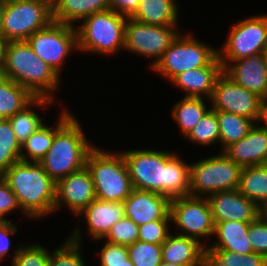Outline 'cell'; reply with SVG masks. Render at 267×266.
Instances as JSON below:
<instances>
[{
	"mask_svg": "<svg viewBox=\"0 0 267 266\" xmlns=\"http://www.w3.org/2000/svg\"><path fill=\"white\" fill-rule=\"evenodd\" d=\"M133 189L159 193L169 200L190 193V163L175 152L128 150L122 152Z\"/></svg>",
	"mask_w": 267,
	"mask_h": 266,
	"instance_id": "1",
	"label": "cell"
},
{
	"mask_svg": "<svg viewBox=\"0 0 267 266\" xmlns=\"http://www.w3.org/2000/svg\"><path fill=\"white\" fill-rule=\"evenodd\" d=\"M54 125V139L45 156L39 161L46 173L57 182L86 166V158L95 146L87 140L79 122L67 109Z\"/></svg>",
	"mask_w": 267,
	"mask_h": 266,
	"instance_id": "2",
	"label": "cell"
},
{
	"mask_svg": "<svg viewBox=\"0 0 267 266\" xmlns=\"http://www.w3.org/2000/svg\"><path fill=\"white\" fill-rule=\"evenodd\" d=\"M27 217L55 213L56 182L39 162L18 161L3 175Z\"/></svg>",
	"mask_w": 267,
	"mask_h": 266,
	"instance_id": "3",
	"label": "cell"
},
{
	"mask_svg": "<svg viewBox=\"0 0 267 266\" xmlns=\"http://www.w3.org/2000/svg\"><path fill=\"white\" fill-rule=\"evenodd\" d=\"M0 74L28 89L35 97L55 100L54 92L61 88V77L34 53L26 40L9 41Z\"/></svg>",
	"mask_w": 267,
	"mask_h": 266,
	"instance_id": "4",
	"label": "cell"
},
{
	"mask_svg": "<svg viewBox=\"0 0 267 266\" xmlns=\"http://www.w3.org/2000/svg\"><path fill=\"white\" fill-rule=\"evenodd\" d=\"M117 152L94 146L87 155L86 167L92 175L97 199L123 202L133 190L122 151Z\"/></svg>",
	"mask_w": 267,
	"mask_h": 266,
	"instance_id": "5",
	"label": "cell"
},
{
	"mask_svg": "<svg viewBox=\"0 0 267 266\" xmlns=\"http://www.w3.org/2000/svg\"><path fill=\"white\" fill-rule=\"evenodd\" d=\"M126 19L111 9L84 18L76 28L78 52L114 55L124 50Z\"/></svg>",
	"mask_w": 267,
	"mask_h": 266,
	"instance_id": "6",
	"label": "cell"
},
{
	"mask_svg": "<svg viewBox=\"0 0 267 266\" xmlns=\"http://www.w3.org/2000/svg\"><path fill=\"white\" fill-rule=\"evenodd\" d=\"M242 167L221 154L190 164V196L208 197L220 191L236 190ZM205 194V196H204Z\"/></svg>",
	"mask_w": 267,
	"mask_h": 266,
	"instance_id": "7",
	"label": "cell"
},
{
	"mask_svg": "<svg viewBox=\"0 0 267 266\" xmlns=\"http://www.w3.org/2000/svg\"><path fill=\"white\" fill-rule=\"evenodd\" d=\"M184 35L179 33L161 59L151 68L169 81L188 69L208 66L218 56L215 47L198 41L192 33Z\"/></svg>",
	"mask_w": 267,
	"mask_h": 266,
	"instance_id": "8",
	"label": "cell"
},
{
	"mask_svg": "<svg viewBox=\"0 0 267 266\" xmlns=\"http://www.w3.org/2000/svg\"><path fill=\"white\" fill-rule=\"evenodd\" d=\"M53 21L47 0H11L4 6L0 33L8 41L27 40Z\"/></svg>",
	"mask_w": 267,
	"mask_h": 266,
	"instance_id": "9",
	"label": "cell"
},
{
	"mask_svg": "<svg viewBox=\"0 0 267 266\" xmlns=\"http://www.w3.org/2000/svg\"><path fill=\"white\" fill-rule=\"evenodd\" d=\"M77 27L52 21L48 26L33 33L26 41L43 62L61 77L65 58L78 50Z\"/></svg>",
	"mask_w": 267,
	"mask_h": 266,
	"instance_id": "10",
	"label": "cell"
},
{
	"mask_svg": "<svg viewBox=\"0 0 267 266\" xmlns=\"http://www.w3.org/2000/svg\"><path fill=\"white\" fill-rule=\"evenodd\" d=\"M178 26H157L139 22L131 17L126 19L124 49L150 58L154 67L165 50L179 35Z\"/></svg>",
	"mask_w": 267,
	"mask_h": 266,
	"instance_id": "11",
	"label": "cell"
},
{
	"mask_svg": "<svg viewBox=\"0 0 267 266\" xmlns=\"http://www.w3.org/2000/svg\"><path fill=\"white\" fill-rule=\"evenodd\" d=\"M229 32L221 51L218 48L220 61H234L261 54L267 47V14L239 20Z\"/></svg>",
	"mask_w": 267,
	"mask_h": 266,
	"instance_id": "12",
	"label": "cell"
},
{
	"mask_svg": "<svg viewBox=\"0 0 267 266\" xmlns=\"http://www.w3.org/2000/svg\"><path fill=\"white\" fill-rule=\"evenodd\" d=\"M170 216L171 223L181 230L176 234L197 239L204 246L201 239L213 237L215 224L207 197L188 195L170 200Z\"/></svg>",
	"mask_w": 267,
	"mask_h": 266,
	"instance_id": "13",
	"label": "cell"
},
{
	"mask_svg": "<svg viewBox=\"0 0 267 266\" xmlns=\"http://www.w3.org/2000/svg\"><path fill=\"white\" fill-rule=\"evenodd\" d=\"M210 102L212 110L234 113L259 122L261 98L235 83L224 72L215 82Z\"/></svg>",
	"mask_w": 267,
	"mask_h": 266,
	"instance_id": "14",
	"label": "cell"
},
{
	"mask_svg": "<svg viewBox=\"0 0 267 266\" xmlns=\"http://www.w3.org/2000/svg\"><path fill=\"white\" fill-rule=\"evenodd\" d=\"M95 199L92 175L86 166L56 182L55 213L65 204L77 216Z\"/></svg>",
	"mask_w": 267,
	"mask_h": 266,
	"instance_id": "15",
	"label": "cell"
},
{
	"mask_svg": "<svg viewBox=\"0 0 267 266\" xmlns=\"http://www.w3.org/2000/svg\"><path fill=\"white\" fill-rule=\"evenodd\" d=\"M214 224L228 220L252 222L261 214L262 209L237 189L220 191L207 197Z\"/></svg>",
	"mask_w": 267,
	"mask_h": 266,
	"instance_id": "16",
	"label": "cell"
},
{
	"mask_svg": "<svg viewBox=\"0 0 267 266\" xmlns=\"http://www.w3.org/2000/svg\"><path fill=\"white\" fill-rule=\"evenodd\" d=\"M220 62L223 72L235 83L253 92L261 99L267 96V69L262 53L234 61Z\"/></svg>",
	"mask_w": 267,
	"mask_h": 266,
	"instance_id": "17",
	"label": "cell"
},
{
	"mask_svg": "<svg viewBox=\"0 0 267 266\" xmlns=\"http://www.w3.org/2000/svg\"><path fill=\"white\" fill-rule=\"evenodd\" d=\"M125 217L138 226L161 220L170 212V200L159 193L133 189L123 201Z\"/></svg>",
	"mask_w": 267,
	"mask_h": 266,
	"instance_id": "18",
	"label": "cell"
},
{
	"mask_svg": "<svg viewBox=\"0 0 267 266\" xmlns=\"http://www.w3.org/2000/svg\"><path fill=\"white\" fill-rule=\"evenodd\" d=\"M258 124L242 139L223 150L229 159L241 167L264 165L267 158V127Z\"/></svg>",
	"mask_w": 267,
	"mask_h": 266,
	"instance_id": "19",
	"label": "cell"
},
{
	"mask_svg": "<svg viewBox=\"0 0 267 266\" xmlns=\"http://www.w3.org/2000/svg\"><path fill=\"white\" fill-rule=\"evenodd\" d=\"M222 72L223 66L217 56L208 66L188 69L170 82L186 92L184 97H206L207 101H210L215 82Z\"/></svg>",
	"mask_w": 267,
	"mask_h": 266,
	"instance_id": "20",
	"label": "cell"
},
{
	"mask_svg": "<svg viewBox=\"0 0 267 266\" xmlns=\"http://www.w3.org/2000/svg\"><path fill=\"white\" fill-rule=\"evenodd\" d=\"M87 222L88 235L95 239H104L111 227L125 217L123 202H110L100 199L93 200L78 215Z\"/></svg>",
	"mask_w": 267,
	"mask_h": 266,
	"instance_id": "21",
	"label": "cell"
},
{
	"mask_svg": "<svg viewBox=\"0 0 267 266\" xmlns=\"http://www.w3.org/2000/svg\"><path fill=\"white\" fill-rule=\"evenodd\" d=\"M204 247L197 239L170 233L162 244V260L180 266H204Z\"/></svg>",
	"mask_w": 267,
	"mask_h": 266,
	"instance_id": "22",
	"label": "cell"
},
{
	"mask_svg": "<svg viewBox=\"0 0 267 266\" xmlns=\"http://www.w3.org/2000/svg\"><path fill=\"white\" fill-rule=\"evenodd\" d=\"M250 222L228 220L215 224L213 236L217 240L210 245L215 250H229L245 255L253 253L248 237Z\"/></svg>",
	"mask_w": 267,
	"mask_h": 266,
	"instance_id": "23",
	"label": "cell"
},
{
	"mask_svg": "<svg viewBox=\"0 0 267 266\" xmlns=\"http://www.w3.org/2000/svg\"><path fill=\"white\" fill-rule=\"evenodd\" d=\"M109 9V0H56L52 4L53 21L75 26L84 18Z\"/></svg>",
	"mask_w": 267,
	"mask_h": 266,
	"instance_id": "24",
	"label": "cell"
},
{
	"mask_svg": "<svg viewBox=\"0 0 267 266\" xmlns=\"http://www.w3.org/2000/svg\"><path fill=\"white\" fill-rule=\"evenodd\" d=\"M178 9L176 0H140L131 18L150 25L178 26Z\"/></svg>",
	"mask_w": 267,
	"mask_h": 266,
	"instance_id": "25",
	"label": "cell"
},
{
	"mask_svg": "<svg viewBox=\"0 0 267 266\" xmlns=\"http://www.w3.org/2000/svg\"><path fill=\"white\" fill-rule=\"evenodd\" d=\"M54 100L46 97H35L22 110L10 116V121L16 139L20 144L24 143L34 132H36L42 125L45 124L44 119L35 112L31 107H38L43 109L52 104Z\"/></svg>",
	"mask_w": 267,
	"mask_h": 266,
	"instance_id": "26",
	"label": "cell"
},
{
	"mask_svg": "<svg viewBox=\"0 0 267 266\" xmlns=\"http://www.w3.org/2000/svg\"><path fill=\"white\" fill-rule=\"evenodd\" d=\"M237 190L262 209L267 204V166L242 167Z\"/></svg>",
	"mask_w": 267,
	"mask_h": 266,
	"instance_id": "27",
	"label": "cell"
},
{
	"mask_svg": "<svg viewBox=\"0 0 267 266\" xmlns=\"http://www.w3.org/2000/svg\"><path fill=\"white\" fill-rule=\"evenodd\" d=\"M202 97H184L173 105L171 118L176 121L180 132L185 137L200 119L211 109Z\"/></svg>",
	"mask_w": 267,
	"mask_h": 266,
	"instance_id": "28",
	"label": "cell"
},
{
	"mask_svg": "<svg viewBox=\"0 0 267 266\" xmlns=\"http://www.w3.org/2000/svg\"><path fill=\"white\" fill-rule=\"evenodd\" d=\"M34 98L28 89L0 74V113L4 118L13 116Z\"/></svg>",
	"mask_w": 267,
	"mask_h": 266,
	"instance_id": "29",
	"label": "cell"
},
{
	"mask_svg": "<svg viewBox=\"0 0 267 266\" xmlns=\"http://www.w3.org/2000/svg\"><path fill=\"white\" fill-rule=\"evenodd\" d=\"M214 111L219 124V143L222 145L220 152L230 144L237 142L246 136L256 124L253 119L234 113H229L222 110Z\"/></svg>",
	"mask_w": 267,
	"mask_h": 266,
	"instance_id": "30",
	"label": "cell"
},
{
	"mask_svg": "<svg viewBox=\"0 0 267 266\" xmlns=\"http://www.w3.org/2000/svg\"><path fill=\"white\" fill-rule=\"evenodd\" d=\"M204 266H267V257L262 254H237L229 250L204 247Z\"/></svg>",
	"mask_w": 267,
	"mask_h": 266,
	"instance_id": "31",
	"label": "cell"
},
{
	"mask_svg": "<svg viewBox=\"0 0 267 266\" xmlns=\"http://www.w3.org/2000/svg\"><path fill=\"white\" fill-rule=\"evenodd\" d=\"M76 227L61 247L50 252L49 266H86L81 254L82 232Z\"/></svg>",
	"mask_w": 267,
	"mask_h": 266,
	"instance_id": "32",
	"label": "cell"
},
{
	"mask_svg": "<svg viewBox=\"0 0 267 266\" xmlns=\"http://www.w3.org/2000/svg\"><path fill=\"white\" fill-rule=\"evenodd\" d=\"M53 127L54 126H47L46 124L42 125L24 143L21 144V161L39 162L45 156L54 139Z\"/></svg>",
	"mask_w": 267,
	"mask_h": 266,
	"instance_id": "33",
	"label": "cell"
},
{
	"mask_svg": "<svg viewBox=\"0 0 267 266\" xmlns=\"http://www.w3.org/2000/svg\"><path fill=\"white\" fill-rule=\"evenodd\" d=\"M21 144L16 139L8 119L0 122V176L20 161Z\"/></svg>",
	"mask_w": 267,
	"mask_h": 266,
	"instance_id": "34",
	"label": "cell"
},
{
	"mask_svg": "<svg viewBox=\"0 0 267 266\" xmlns=\"http://www.w3.org/2000/svg\"><path fill=\"white\" fill-rule=\"evenodd\" d=\"M197 145L210 146L220 140L219 124L214 110L210 109L185 137Z\"/></svg>",
	"mask_w": 267,
	"mask_h": 266,
	"instance_id": "35",
	"label": "cell"
},
{
	"mask_svg": "<svg viewBox=\"0 0 267 266\" xmlns=\"http://www.w3.org/2000/svg\"><path fill=\"white\" fill-rule=\"evenodd\" d=\"M11 258V266H49L50 251L38 243L19 245Z\"/></svg>",
	"mask_w": 267,
	"mask_h": 266,
	"instance_id": "36",
	"label": "cell"
},
{
	"mask_svg": "<svg viewBox=\"0 0 267 266\" xmlns=\"http://www.w3.org/2000/svg\"><path fill=\"white\" fill-rule=\"evenodd\" d=\"M128 257L134 266H158L162 260V245L142 241L127 246Z\"/></svg>",
	"mask_w": 267,
	"mask_h": 266,
	"instance_id": "37",
	"label": "cell"
},
{
	"mask_svg": "<svg viewBox=\"0 0 267 266\" xmlns=\"http://www.w3.org/2000/svg\"><path fill=\"white\" fill-rule=\"evenodd\" d=\"M171 216L170 212L161 220H155L138 228V240L151 244L162 245L168 235L171 233ZM170 227V228H169Z\"/></svg>",
	"mask_w": 267,
	"mask_h": 266,
	"instance_id": "38",
	"label": "cell"
},
{
	"mask_svg": "<svg viewBox=\"0 0 267 266\" xmlns=\"http://www.w3.org/2000/svg\"><path fill=\"white\" fill-rule=\"evenodd\" d=\"M139 226L130 218L124 217L114 224L104 239L108 242L129 246L138 241Z\"/></svg>",
	"mask_w": 267,
	"mask_h": 266,
	"instance_id": "39",
	"label": "cell"
},
{
	"mask_svg": "<svg viewBox=\"0 0 267 266\" xmlns=\"http://www.w3.org/2000/svg\"><path fill=\"white\" fill-rule=\"evenodd\" d=\"M104 242L99 253L100 266L133 265L128 257L127 246Z\"/></svg>",
	"mask_w": 267,
	"mask_h": 266,
	"instance_id": "40",
	"label": "cell"
},
{
	"mask_svg": "<svg viewBox=\"0 0 267 266\" xmlns=\"http://www.w3.org/2000/svg\"><path fill=\"white\" fill-rule=\"evenodd\" d=\"M248 237L253 252L267 257V218L263 214L250 222Z\"/></svg>",
	"mask_w": 267,
	"mask_h": 266,
	"instance_id": "41",
	"label": "cell"
},
{
	"mask_svg": "<svg viewBox=\"0 0 267 266\" xmlns=\"http://www.w3.org/2000/svg\"><path fill=\"white\" fill-rule=\"evenodd\" d=\"M20 209L26 214L19 204L18 198L13 193L7 182L0 176V221H7L4 216L9 212Z\"/></svg>",
	"mask_w": 267,
	"mask_h": 266,
	"instance_id": "42",
	"label": "cell"
},
{
	"mask_svg": "<svg viewBox=\"0 0 267 266\" xmlns=\"http://www.w3.org/2000/svg\"><path fill=\"white\" fill-rule=\"evenodd\" d=\"M17 226L10 220L0 221V261L10 250V235L16 234Z\"/></svg>",
	"mask_w": 267,
	"mask_h": 266,
	"instance_id": "43",
	"label": "cell"
},
{
	"mask_svg": "<svg viewBox=\"0 0 267 266\" xmlns=\"http://www.w3.org/2000/svg\"><path fill=\"white\" fill-rule=\"evenodd\" d=\"M139 2L140 0H109V9L128 18L137 11Z\"/></svg>",
	"mask_w": 267,
	"mask_h": 266,
	"instance_id": "44",
	"label": "cell"
},
{
	"mask_svg": "<svg viewBox=\"0 0 267 266\" xmlns=\"http://www.w3.org/2000/svg\"><path fill=\"white\" fill-rule=\"evenodd\" d=\"M9 41L0 33V70L3 68Z\"/></svg>",
	"mask_w": 267,
	"mask_h": 266,
	"instance_id": "45",
	"label": "cell"
},
{
	"mask_svg": "<svg viewBox=\"0 0 267 266\" xmlns=\"http://www.w3.org/2000/svg\"><path fill=\"white\" fill-rule=\"evenodd\" d=\"M259 122H262L261 125L267 127V96L261 99V114Z\"/></svg>",
	"mask_w": 267,
	"mask_h": 266,
	"instance_id": "46",
	"label": "cell"
},
{
	"mask_svg": "<svg viewBox=\"0 0 267 266\" xmlns=\"http://www.w3.org/2000/svg\"><path fill=\"white\" fill-rule=\"evenodd\" d=\"M4 6L3 4H0V31H1V25H2V17L4 12Z\"/></svg>",
	"mask_w": 267,
	"mask_h": 266,
	"instance_id": "47",
	"label": "cell"
},
{
	"mask_svg": "<svg viewBox=\"0 0 267 266\" xmlns=\"http://www.w3.org/2000/svg\"><path fill=\"white\" fill-rule=\"evenodd\" d=\"M158 266H180V265H177L174 263H167V262L162 261Z\"/></svg>",
	"mask_w": 267,
	"mask_h": 266,
	"instance_id": "48",
	"label": "cell"
},
{
	"mask_svg": "<svg viewBox=\"0 0 267 266\" xmlns=\"http://www.w3.org/2000/svg\"><path fill=\"white\" fill-rule=\"evenodd\" d=\"M263 57H264V61H265V67L267 69V47L264 49V51L262 52Z\"/></svg>",
	"mask_w": 267,
	"mask_h": 266,
	"instance_id": "49",
	"label": "cell"
},
{
	"mask_svg": "<svg viewBox=\"0 0 267 266\" xmlns=\"http://www.w3.org/2000/svg\"><path fill=\"white\" fill-rule=\"evenodd\" d=\"M262 214L267 218V204L262 208Z\"/></svg>",
	"mask_w": 267,
	"mask_h": 266,
	"instance_id": "50",
	"label": "cell"
},
{
	"mask_svg": "<svg viewBox=\"0 0 267 266\" xmlns=\"http://www.w3.org/2000/svg\"><path fill=\"white\" fill-rule=\"evenodd\" d=\"M11 0H0V4L6 5L10 2Z\"/></svg>",
	"mask_w": 267,
	"mask_h": 266,
	"instance_id": "51",
	"label": "cell"
},
{
	"mask_svg": "<svg viewBox=\"0 0 267 266\" xmlns=\"http://www.w3.org/2000/svg\"><path fill=\"white\" fill-rule=\"evenodd\" d=\"M5 118L4 116L0 113V122L3 121Z\"/></svg>",
	"mask_w": 267,
	"mask_h": 266,
	"instance_id": "52",
	"label": "cell"
},
{
	"mask_svg": "<svg viewBox=\"0 0 267 266\" xmlns=\"http://www.w3.org/2000/svg\"><path fill=\"white\" fill-rule=\"evenodd\" d=\"M51 5L56 1V0H47Z\"/></svg>",
	"mask_w": 267,
	"mask_h": 266,
	"instance_id": "53",
	"label": "cell"
},
{
	"mask_svg": "<svg viewBox=\"0 0 267 266\" xmlns=\"http://www.w3.org/2000/svg\"><path fill=\"white\" fill-rule=\"evenodd\" d=\"M264 166H267V158H266V160H265V162H264Z\"/></svg>",
	"mask_w": 267,
	"mask_h": 266,
	"instance_id": "54",
	"label": "cell"
}]
</instances>
